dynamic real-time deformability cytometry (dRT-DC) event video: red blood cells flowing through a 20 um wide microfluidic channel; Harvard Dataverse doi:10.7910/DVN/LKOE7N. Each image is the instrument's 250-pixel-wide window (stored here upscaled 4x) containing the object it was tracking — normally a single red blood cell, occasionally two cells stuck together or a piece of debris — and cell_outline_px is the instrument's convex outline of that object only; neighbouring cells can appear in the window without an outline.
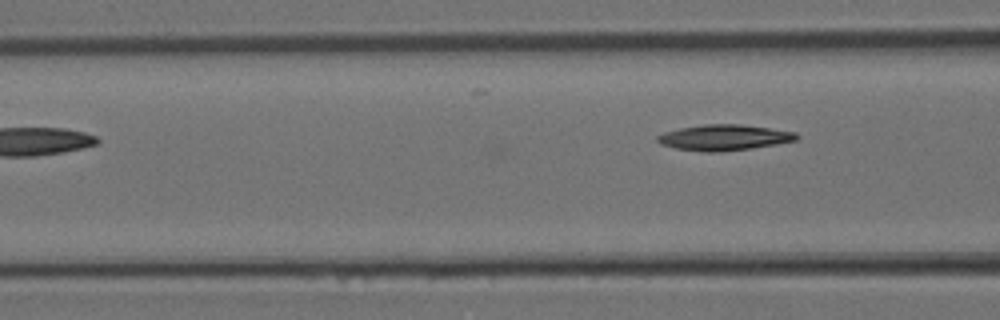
{"species": "Egyptian fruit bat (a non-hibernating species)", "species_latin": "Rousettus aegyptiacus", "temperature_condition": "room temperature", "stored_images_in_passage": 6, "segment_of_instrument_passage": [2, 2], "camera_frame_rate_fps": 3000, "um_per_image_px": 0.085, "animal": {"sex": "female"}, "frame": {"image": 1, "passage_image": 6, "time_ms": 1.667, "image_size_px": [1000, 320], "cell_outline_px": [[800, 136], [796, 140], [776, 144], [752, 148], [720, 152], [704, 152], [676, 148], [660, 144], [656, 140], [656, 136], [664, 132], [680, 128], [704, 124], [740, 124], [796, 132]], "centroid_in_image_um": [61.53, 11.69], "position_along_channel_um": 105.1, "area_um2": 20.87}}